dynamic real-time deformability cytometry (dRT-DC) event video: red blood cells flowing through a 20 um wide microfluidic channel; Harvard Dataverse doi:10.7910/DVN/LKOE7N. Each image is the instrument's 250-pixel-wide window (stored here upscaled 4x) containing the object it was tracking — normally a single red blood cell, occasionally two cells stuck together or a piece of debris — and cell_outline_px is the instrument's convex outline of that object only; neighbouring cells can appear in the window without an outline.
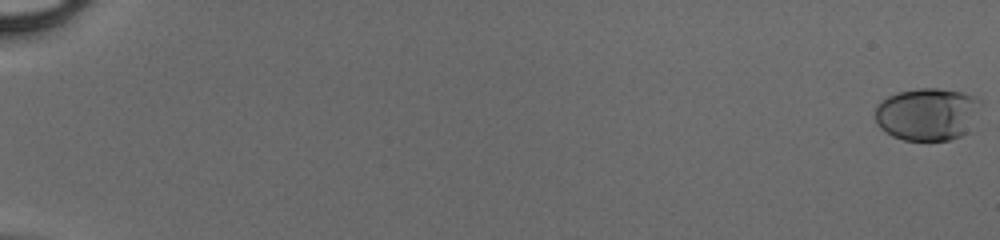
{"species": "human", "species_latin": "Homo sapiens", "temperature_condition": "cold", "stored_images_in_passage": 51, "camera_frame_rate_fps": 3000, "um_per_image_px": 0.085, "donor": {"sex": "male"}, "frame": {"image": 1, "passage_image": 1, "time_ms": 0.0, "image_size_px": [1000, 240], "cell_outline_px": [[984, 104], [972, 132], [948, 140], [904, 140], [892, 136], [880, 128], [876, 124], [876, 104], [880, 100], [888, 96], [900, 92], [920, 88], [940, 88], [964, 92], [976, 96]], "centroid_in_image_um": [78.92, 9.7], "position_along_channel_um": 6.1, "area_um2": 33.35}}
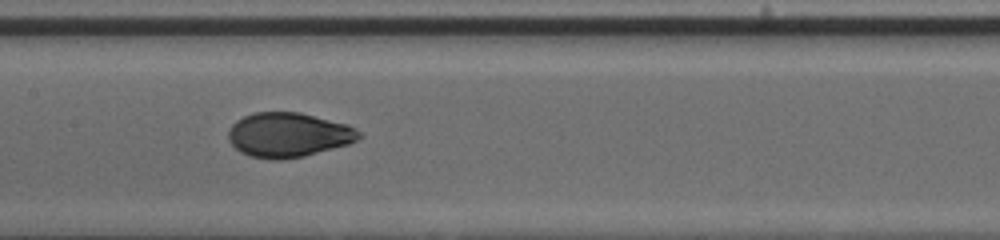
{"frame": {"image": 2, "passage_image": 29, "time_ms": 9.333, "image_size_px": [1000, 240], "cell_outline_px": [[364, 136], [348, 144], [304, 156], [280, 160], [272, 160], [248, 156], [240, 152], [228, 140], [228, 132], [232, 124], [236, 120], [252, 112], [300, 112], [348, 124], [356, 128]], "centroid_in_image_um": [24.51, 11.46], "position_along_channel_um": 182.9, "area_um2": 34.16}}
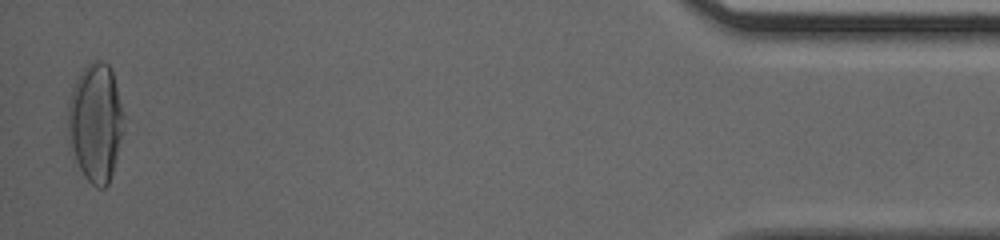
{"frame": {"image": 3, "passage_image": 51, "time_ms": 16.667, "image_size_px": [1000, 240], "cell_outline_px": [[124, 132], [112, 172], [108, 184], [104, 188], [96, 188], [84, 176], [68, 144], [68, 104], [72, 88], [80, 72], [92, 60], [100, 60], [108, 64], [112, 68], [124, 116]], "centroid_in_image_um": [8.13, 10.4], "position_along_channel_um": 427.1, "area_um2": 38.78}}